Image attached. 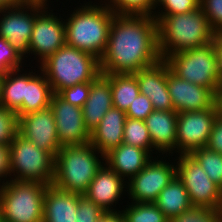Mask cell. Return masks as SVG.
<instances>
[{
  "mask_svg": "<svg viewBox=\"0 0 222 222\" xmlns=\"http://www.w3.org/2000/svg\"><path fill=\"white\" fill-rule=\"evenodd\" d=\"M160 59L154 16L115 14L106 49L99 60L100 72L134 73Z\"/></svg>",
  "mask_w": 222,
  "mask_h": 222,
  "instance_id": "obj_1",
  "label": "cell"
},
{
  "mask_svg": "<svg viewBox=\"0 0 222 222\" xmlns=\"http://www.w3.org/2000/svg\"><path fill=\"white\" fill-rule=\"evenodd\" d=\"M157 21L158 50L161 59L203 46L215 40L216 32L201 7L189 13L153 15Z\"/></svg>",
  "mask_w": 222,
  "mask_h": 222,
  "instance_id": "obj_2",
  "label": "cell"
},
{
  "mask_svg": "<svg viewBox=\"0 0 222 222\" xmlns=\"http://www.w3.org/2000/svg\"><path fill=\"white\" fill-rule=\"evenodd\" d=\"M92 3L81 4L64 19L66 44L100 60L107 46L115 13L102 0L100 4Z\"/></svg>",
  "mask_w": 222,
  "mask_h": 222,
  "instance_id": "obj_3",
  "label": "cell"
},
{
  "mask_svg": "<svg viewBox=\"0 0 222 222\" xmlns=\"http://www.w3.org/2000/svg\"><path fill=\"white\" fill-rule=\"evenodd\" d=\"M104 161L105 156L90 142L63 146L55 157L52 185L63 191L83 195Z\"/></svg>",
  "mask_w": 222,
  "mask_h": 222,
  "instance_id": "obj_4",
  "label": "cell"
},
{
  "mask_svg": "<svg viewBox=\"0 0 222 222\" xmlns=\"http://www.w3.org/2000/svg\"><path fill=\"white\" fill-rule=\"evenodd\" d=\"M53 93L76 84L91 83L101 72L99 59L65 44L39 66Z\"/></svg>",
  "mask_w": 222,
  "mask_h": 222,
  "instance_id": "obj_5",
  "label": "cell"
},
{
  "mask_svg": "<svg viewBox=\"0 0 222 222\" xmlns=\"http://www.w3.org/2000/svg\"><path fill=\"white\" fill-rule=\"evenodd\" d=\"M166 61L180 79L210 89L216 96L222 87L218 73L215 40L193 49L170 55Z\"/></svg>",
  "mask_w": 222,
  "mask_h": 222,
  "instance_id": "obj_6",
  "label": "cell"
},
{
  "mask_svg": "<svg viewBox=\"0 0 222 222\" xmlns=\"http://www.w3.org/2000/svg\"><path fill=\"white\" fill-rule=\"evenodd\" d=\"M48 185L10 180L0 187L4 222H43L44 195Z\"/></svg>",
  "mask_w": 222,
  "mask_h": 222,
  "instance_id": "obj_7",
  "label": "cell"
},
{
  "mask_svg": "<svg viewBox=\"0 0 222 222\" xmlns=\"http://www.w3.org/2000/svg\"><path fill=\"white\" fill-rule=\"evenodd\" d=\"M9 146L11 180L52 185L55 158L49 152L39 149L19 133Z\"/></svg>",
  "mask_w": 222,
  "mask_h": 222,
  "instance_id": "obj_8",
  "label": "cell"
},
{
  "mask_svg": "<svg viewBox=\"0 0 222 222\" xmlns=\"http://www.w3.org/2000/svg\"><path fill=\"white\" fill-rule=\"evenodd\" d=\"M177 157L176 175L186 188L191 204L222 210V189L208 177L190 154H180Z\"/></svg>",
  "mask_w": 222,
  "mask_h": 222,
  "instance_id": "obj_9",
  "label": "cell"
},
{
  "mask_svg": "<svg viewBox=\"0 0 222 222\" xmlns=\"http://www.w3.org/2000/svg\"><path fill=\"white\" fill-rule=\"evenodd\" d=\"M47 4L40 1H27L19 6L5 7L0 12V37L7 40L24 59L29 57V41L35 16Z\"/></svg>",
  "mask_w": 222,
  "mask_h": 222,
  "instance_id": "obj_10",
  "label": "cell"
},
{
  "mask_svg": "<svg viewBox=\"0 0 222 222\" xmlns=\"http://www.w3.org/2000/svg\"><path fill=\"white\" fill-rule=\"evenodd\" d=\"M156 156L127 182L128 198L132 202L154 203L160 192L176 175L175 162ZM160 158V159H159ZM171 163V164H170Z\"/></svg>",
  "mask_w": 222,
  "mask_h": 222,
  "instance_id": "obj_11",
  "label": "cell"
},
{
  "mask_svg": "<svg viewBox=\"0 0 222 222\" xmlns=\"http://www.w3.org/2000/svg\"><path fill=\"white\" fill-rule=\"evenodd\" d=\"M218 115L216 103L209 109L178 113L176 152L179 155L190 154L206 147Z\"/></svg>",
  "mask_w": 222,
  "mask_h": 222,
  "instance_id": "obj_12",
  "label": "cell"
},
{
  "mask_svg": "<svg viewBox=\"0 0 222 222\" xmlns=\"http://www.w3.org/2000/svg\"><path fill=\"white\" fill-rule=\"evenodd\" d=\"M47 4L36 16L29 41V55H35L38 64L66 44L64 19L57 17ZM51 11V12H49Z\"/></svg>",
  "mask_w": 222,
  "mask_h": 222,
  "instance_id": "obj_13",
  "label": "cell"
},
{
  "mask_svg": "<svg viewBox=\"0 0 222 222\" xmlns=\"http://www.w3.org/2000/svg\"><path fill=\"white\" fill-rule=\"evenodd\" d=\"M60 146L84 145L90 142V132L84 124L82 108L74 106L57 93L50 100Z\"/></svg>",
  "mask_w": 222,
  "mask_h": 222,
  "instance_id": "obj_14",
  "label": "cell"
},
{
  "mask_svg": "<svg viewBox=\"0 0 222 222\" xmlns=\"http://www.w3.org/2000/svg\"><path fill=\"white\" fill-rule=\"evenodd\" d=\"M18 133L54 158L61 149L53 110L50 107L20 116Z\"/></svg>",
  "mask_w": 222,
  "mask_h": 222,
  "instance_id": "obj_15",
  "label": "cell"
},
{
  "mask_svg": "<svg viewBox=\"0 0 222 222\" xmlns=\"http://www.w3.org/2000/svg\"><path fill=\"white\" fill-rule=\"evenodd\" d=\"M167 86L177 113L209 109L216 103V95L208 88L180 79L167 62Z\"/></svg>",
  "mask_w": 222,
  "mask_h": 222,
  "instance_id": "obj_16",
  "label": "cell"
},
{
  "mask_svg": "<svg viewBox=\"0 0 222 222\" xmlns=\"http://www.w3.org/2000/svg\"><path fill=\"white\" fill-rule=\"evenodd\" d=\"M126 183L122 177L104 163L83 195L106 213L120 212L119 209L115 210L114 206L116 203L118 204L119 199L125 193L124 191L127 192L125 190L127 189Z\"/></svg>",
  "mask_w": 222,
  "mask_h": 222,
  "instance_id": "obj_17",
  "label": "cell"
},
{
  "mask_svg": "<svg viewBox=\"0 0 222 222\" xmlns=\"http://www.w3.org/2000/svg\"><path fill=\"white\" fill-rule=\"evenodd\" d=\"M140 93L150 99L154 110H174L167 86V61L160 59L149 67L133 73Z\"/></svg>",
  "mask_w": 222,
  "mask_h": 222,
  "instance_id": "obj_18",
  "label": "cell"
},
{
  "mask_svg": "<svg viewBox=\"0 0 222 222\" xmlns=\"http://www.w3.org/2000/svg\"><path fill=\"white\" fill-rule=\"evenodd\" d=\"M177 117L175 110H153L144 120L156 156L158 153H162L161 156L166 153L165 157H168L170 153L171 156L176 153Z\"/></svg>",
  "mask_w": 222,
  "mask_h": 222,
  "instance_id": "obj_19",
  "label": "cell"
},
{
  "mask_svg": "<svg viewBox=\"0 0 222 222\" xmlns=\"http://www.w3.org/2000/svg\"><path fill=\"white\" fill-rule=\"evenodd\" d=\"M111 107H113V101L110 74L100 73L91 82L89 97L82 107L84 124L89 132L99 125Z\"/></svg>",
  "mask_w": 222,
  "mask_h": 222,
  "instance_id": "obj_20",
  "label": "cell"
},
{
  "mask_svg": "<svg viewBox=\"0 0 222 222\" xmlns=\"http://www.w3.org/2000/svg\"><path fill=\"white\" fill-rule=\"evenodd\" d=\"M126 113L111 107L99 125L90 132V143L104 156L123 143Z\"/></svg>",
  "mask_w": 222,
  "mask_h": 222,
  "instance_id": "obj_21",
  "label": "cell"
},
{
  "mask_svg": "<svg viewBox=\"0 0 222 222\" xmlns=\"http://www.w3.org/2000/svg\"><path fill=\"white\" fill-rule=\"evenodd\" d=\"M152 158L147 150L122 143L105 155V163L127 182Z\"/></svg>",
  "mask_w": 222,
  "mask_h": 222,
  "instance_id": "obj_22",
  "label": "cell"
},
{
  "mask_svg": "<svg viewBox=\"0 0 222 222\" xmlns=\"http://www.w3.org/2000/svg\"><path fill=\"white\" fill-rule=\"evenodd\" d=\"M81 196L48 185L44 195L43 222H76Z\"/></svg>",
  "mask_w": 222,
  "mask_h": 222,
  "instance_id": "obj_23",
  "label": "cell"
},
{
  "mask_svg": "<svg viewBox=\"0 0 222 222\" xmlns=\"http://www.w3.org/2000/svg\"><path fill=\"white\" fill-rule=\"evenodd\" d=\"M40 71V74H38ZM27 73V86L22 106L16 111L18 118L30 112L44 110L50 107V100L53 95L51 86L40 70ZM36 73V74H35Z\"/></svg>",
  "mask_w": 222,
  "mask_h": 222,
  "instance_id": "obj_24",
  "label": "cell"
},
{
  "mask_svg": "<svg viewBox=\"0 0 222 222\" xmlns=\"http://www.w3.org/2000/svg\"><path fill=\"white\" fill-rule=\"evenodd\" d=\"M154 204L169 220L193 207L189 194L177 175L160 192Z\"/></svg>",
  "mask_w": 222,
  "mask_h": 222,
  "instance_id": "obj_25",
  "label": "cell"
},
{
  "mask_svg": "<svg viewBox=\"0 0 222 222\" xmlns=\"http://www.w3.org/2000/svg\"><path fill=\"white\" fill-rule=\"evenodd\" d=\"M26 86L27 71L23 68L9 71L1 78L0 106L16 112L23 104Z\"/></svg>",
  "mask_w": 222,
  "mask_h": 222,
  "instance_id": "obj_26",
  "label": "cell"
},
{
  "mask_svg": "<svg viewBox=\"0 0 222 222\" xmlns=\"http://www.w3.org/2000/svg\"><path fill=\"white\" fill-rule=\"evenodd\" d=\"M110 84L113 107L126 112L140 93L136 76L133 73L110 74Z\"/></svg>",
  "mask_w": 222,
  "mask_h": 222,
  "instance_id": "obj_27",
  "label": "cell"
},
{
  "mask_svg": "<svg viewBox=\"0 0 222 222\" xmlns=\"http://www.w3.org/2000/svg\"><path fill=\"white\" fill-rule=\"evenodd\" d=\"M123 143L145 149L151 155L156 154L153 152L152 140L143 120L126 117L123 130Z\"/></svg>",
  "mask_w": 222,
  "mask_h": 222,
  "instance_id": "obj_28",
  "label": "cell"
},
{
  "mask_svg": "<svg viewBox=\"0 0 222 222\" xmlns=\"http://www.w3.org/2000/svg\"><path fill=\"white\" fill-rule=\"evenodd\" d=\"M120 210L125 222H170L154 203L129 202Z\"/></svg>",
  "mask_w": 222,
  "mask_h": 222,
  "instance_id": "obj_29",
  "label": "cell"
},
{
  "mask_svg": "<svg viewBox=\"0 0 222 222\" xmlns=\"http://www.w3.org/2000/svg\"><path fill=\"white\" fill-rule=\"evenodd\" d=\"M190 155L199 163L208 177L222 189V154L203 147L194 150Z\"/></svg>",
  "mask_w": 222,
  "mask_h": 222,
  "instance_id": "obj_30",
  "label": "cell"
},
{
  "mask_svg": "<svg viewBox=\"0 0 222 222\" xmlns=\"http://www.w3.org/2000/svg\"><path fill=\"white\" fill-rule=\"evenodd\" d=\"M115 14L153 16L155 0H102Z\"/></svg>",
  "mask_w": 222,
  "mask_h": 222,
  "instance_id": "obj_31",
  "label": "cell"
},
{
  "mask_svg": "<svg viewBox=\"0 0 222 222\" xmlns=\"http://www.w3.org/2000/svg\"><path fill=\"white\" fill-rule=\"evenodd\" d=\"M170 222H222V210L193 206Z\"/></svg>",
  "mask_w": 222,
  "mask_h": 222,
  "instance_id": "obj_32",
  "label": "cell"
},
{
  "mask_svg": "<svg viewBox=\"0 0 222 222\" xmlns=\"http://www.w3.org/2000/svg\"><path fill=\"white\" fill-rule=\"evenodd\" d=\"M24 58L4 38L0 37V78L9 71L25 67Z\"/></svg>",
  "mask_w": 222,
  "mask_h": 222,
  "instance_id": "obj_33",
  "label": "cell"
},
{
  "mask_svg": "<svg viewBox=\"0 0 222 222\" xmlns=\"http://www.w3.org/2000/svg\"><path fill=\"white\" fill-rule=\"evenodd\" d=\"M19 118L15 111L0 106V144L9 145L18 134Z\"/></svg>",
  "mask_w": 222,
  "mask_h": 222,
  "instance_id": "obj_34",
  "label": "cell"
},
{
  "mask_svg": "<svg viewBox=\"0 0 222 222\" xmlns=\"http://www.w3.org/2000/svg\"><path fill=\"white\" fill-rule=\"evenodd\" d=\"M199 7L200 0H159L156 3V8L158 10L155 11L154 15H175L180 13H189ZM159 8L162 10L160 11Z\"/></svg>",
  "mask_w": 222,
  "mask_h": 222,
  "instance_id": "obj_35",
  "label": "cell"
},
{
  "mask_svg": "<svg viewBox=\"0 0 222 222\" xmlns=\"http://www.w3.org/2000/svg\"><path fill=\"white\" fill-rule=\"evenodd\" d=\"M203 14L210 27L217 33H222V0H200Z\"/></svg>",
  "mask_w": 222,
  "mask_h": 222,
  "instance_id": "obj_36",
  "label": "cell"
},
{
  "mask_svg": "<svg viewBox=\"0 0 222 222\" xmlns=\"http://www.w3.org/2000/svg\"><path fill=\"white\" fill-rule=\"evenodd\" d=\"M91 83L76 84L62 89L58 95L68 103L82 108L89 97Z\"/></svg>",
  "mask_w": 222,
  "mask_h": 222,
  "instance_id": "obj_37",
  "label": "cell"
},
{
  "mask_svg": "<svg viewBox=\"0 0 222 222\" xmlns=\"http://www.w3.org/2000/svg\"><path fill=\"white\" fill-rule=\"evenodd\" d=\"M105 214V211L84 195L79 198L76 222H97Z\"/></svg>",
  "mask_w": 222,
  "mask_h": 222,
  "instance_id": "obj_38",
  "label": "cell"
},
{
  "mask_svg": "<svg viewBox=\"0 0 222 222\" xmlns=\"http://www.w3.org/2000/svg\"><path fill=\"white\" fill-rule=\"evenodd\" d=\"M153 110L150 99L139 93L125 113L126 117L144 121Z\"/></svg>",
  "mask_w": 222,
  "mask_h": 222,
  "instance_id": "obj_39",
  "label": "cell"
},
{
  "mask_svg": "<svg viewBox=\"0 0 222 222\" xmlns=\"http://www.w3.org/2000/svg\"><path fill=\"white\" fill-rule=\"evenodd\" d=\"M206 147L209 150L222 154V117L219 115L213 124L212 132Z\"/></svg>",
  "mask_w": 222,
  "mask_h": 222,
  "instance_id": "obj_40",
  "label": "cell"
},
{
  "mask_svg": "<svg viewBox=\"0 0 222 222\" xmlns=\"http://www.w3.org/2000/svg\"><path fill=\"white\" fill-rule=\"evenodd\" d=\"M9 179L11 180L10 146L0 144V187L9 182Z\"/></svg>",
  "mask_w": 222,
  "mask_h": 222,
  "instance_id": "obj_41",
  "label": "cell"
},
{
  "mask_svg": "<svg viewBox=\"0 0 222 222\" xmlns=\"http://www.w3.org/2000/svg\"><path fill=\"white\" fill-rule=\"evenodd\" d=\"M215 51L217 55L218 73L222 80V33H217L215 36Z\"/></svg>",
  "mask_w": 222,
  "mask_h": 222,
  "instance_id": "obj_42",
  "label": "cell"
},
{
  "mask_svg": "<svg viewBox=\"0 0 222 222\" xmlns=\"http://www.w3.org/2000/svg\"><path fill=\"white\" fill-rule=\"evenodd\" d=\"M97 222H125V219L121 212L106 213Z\"/></svg>",
  "mask_w": 222,
  "mask_h": 222,
  "instance_id": "obj_43",
  "label": "cell"
},
{
  "mask_svg": "<svg viewBox=\"0 0 222 222\" xmlns=\"http://www.w3.org/2000/svg\"><path fill=\"white\" fill-rule=\"evenodd\" d=\"M0 2L5 6V7H15L22 5L27 2V0H0Z\"/></svg>",
  "mask_w": 222,
  "mask_h": 222,
  "instance_id": "obj_44",
  "label": "cell"
},
{
  "mask_svg": "<svg viewBox=\"0 0 222 222\" xmlns=\"http://www.w3.org/2000/svg\"><path fill=\"white\" fill-rule=\"evenodd\" d=\"M216 104L219 116L222 117V87L220 88L219 93L216 96Z\"/></svg>",
  "mask_w": 222,
  "mask_h": 222,
  "instance_id": "obj_45",
  "label": "cell"
},
{
  "mask_svg": "<svg viewBox=\"0 0 222 222\" xmlns=\"http://www.w3.org/2000/svg\"><path fill=\"white\" fill-rule=\"evenodd\" d=\"M0 222H4L1 206H0Z\"/></svg>",
  "mask_w": 222,
  "mask_h": 222,
  "instance_id": "obj_46",
  "label": "cell"
},
{
  "mask_svg": "<svg viewBox=\"0 0 222 222\" xmlns=\"http://www.w3.org/2000/svg\"><path fill=\"white\" fill-rule=\"evenodd\" d=\"M27 1H40V2H45V3H47L49 0H27Z\"/></svg>",
  "mask_w": 222,
  "mask_h": 222,
  "instance_id": "obj_47",
  "label": "cell"
},
{
  "mask_svg": "<svg viewBox=\"0 0 222 222\" xmlns=\"http://www.w3.org/2000/svg\"><path fill=\"white\" fill-rule=\"evenodd\" d=\"M5 8V6L0 2V12Z\"/></svg>",
  "mask_w": 222,
  "mask_h": 222,
  "instance_id": "obj_48",
  "label": "cell"
}]
</instances>
